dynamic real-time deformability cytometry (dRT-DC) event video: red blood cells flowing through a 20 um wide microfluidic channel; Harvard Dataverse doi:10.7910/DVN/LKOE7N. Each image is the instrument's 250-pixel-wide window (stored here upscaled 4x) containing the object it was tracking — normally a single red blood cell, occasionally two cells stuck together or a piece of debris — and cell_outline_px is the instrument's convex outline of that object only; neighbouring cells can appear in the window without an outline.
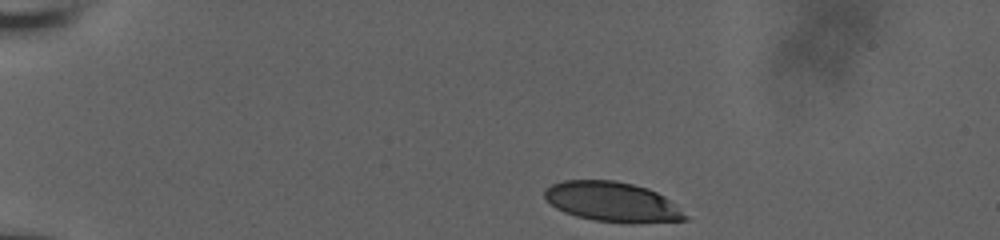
{"species": "human", "species_latin": "Homo sapiens", "temperature_condition": "room temperature", "stored_images_in_passage": 38, "camera_frame_rate_fps": 3000, "um_per_image_px": 0.085, "donor": {"sex": "male"}, "frame": {"image": 1, "passage_image": 1, "time_ms": 0.0, "image_size_px": [1000, 240], "cell_outline_px": [[688, 220], [632, 224], [596, 220], [576, 216], [564, 212], [556, 208], [544, 196], [544, 188], [552, 184], [564, 180], [616, 180], [648, 188], [664, 196], [688, 216]], "centroid_in_image_um": [52.05, 17.16], "position_along_channel_um": 33.0, "area_um2": 32.66}}
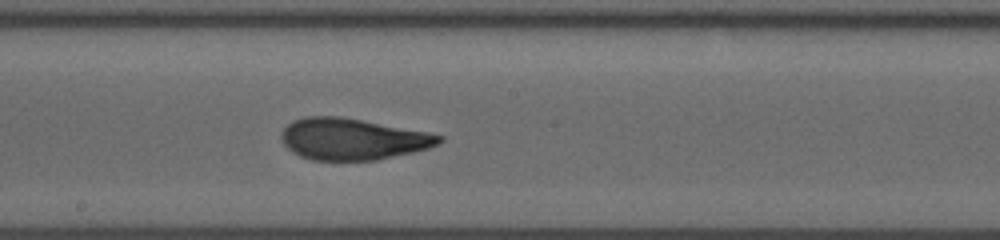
{"frame": {"image": 2, "passage_image": 22, "time_ms": 7.0, "image_size_px": [1000, 240], "cell_outline_px": [[444, 140], [428, 148], [412, 152], [376, 160], [312, 160], [300, 156], [292, 152], [284, 144], [280, 136], [280, 132], [292, 120], [304, 116], [340, 116], [428, 132], [444, 136]], "centroid_in_image_um": [29.93, 11.81], "position_along_channel_um": 218.3, "area_um2": 38.09}}
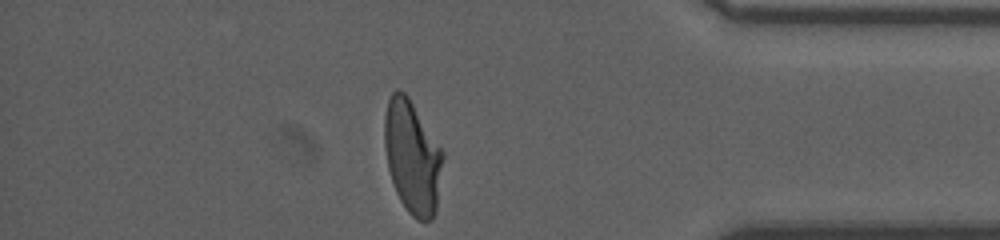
{"frame": {"image": 3, "passage_image": 38, "time_ms": 12.333, "image_size_px": [1000, 240], "cell_outline_px": [[444, 156], [436, 208], [432, 220], [416, 220], [408, 212], [400, 200], [396, 192], [388, 168], [384, 148], [384, 116], [388, 100], [392, 92], [396, 88], [404, 92], [408, 96], [444, 152]], "centroid_in_image_um": [35.04, 13.33], "position_along_channel_um": 400.2, "area_um2": 38.49}, "authors_computed_cell_mechanics": {"area_um2": 37.4255, "velocity_mm_per_s": 3.8559, "shape_relaxation_time_tau1_ms": 9.4075, "shape_relaxation_time_tau2_ms": 1.0658, "deformation_change_tau1": 0.2931, "deformation_change_tau2": 0.0802}}